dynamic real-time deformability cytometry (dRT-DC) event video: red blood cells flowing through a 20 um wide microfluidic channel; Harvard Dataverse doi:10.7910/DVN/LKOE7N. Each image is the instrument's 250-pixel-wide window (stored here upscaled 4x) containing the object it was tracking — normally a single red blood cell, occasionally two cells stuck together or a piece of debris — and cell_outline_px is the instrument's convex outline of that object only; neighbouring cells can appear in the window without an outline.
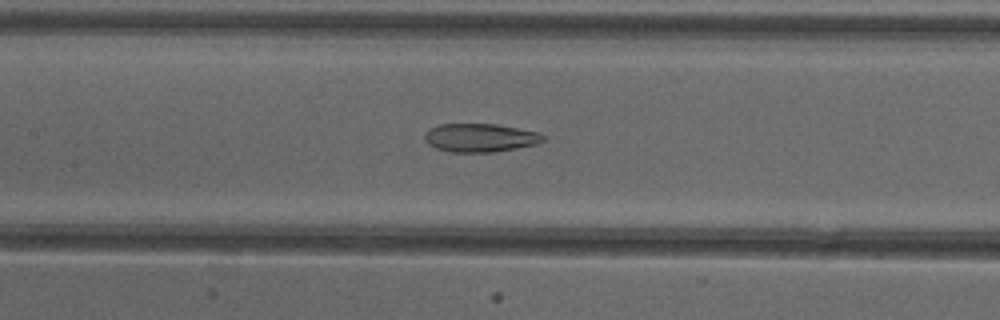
{"species": "common noctule bat (a hibernating species)", "species_latin": "Nyctalus noctula", "temperature_condition": "cold", "stored_images_in_passage": 50, "camera_frame_rate_fps": 3000, "um_per_image_px": 0.085, "animal": {"sex": "female"}, "frame": {"image": 1, "passage_image": 23, "time_ms": 7.333, "image_size_px": [1000, 320], "cell_outline_px": [[548, 140], [536, 144], [516, 148], [492, 152], [452, 152], [436, 148], [428, 144], [424, 140], [424, 132], [428, 128], [440, 124], [496, 124], [540, 132]], "centroid_in_image_um": [40.81, 11.7], "position_along_channel_um": 166.6, "area_um2": 19.83}}
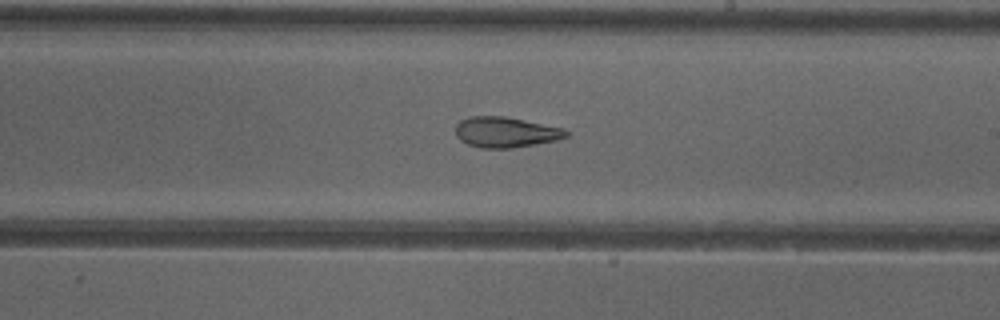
{"frame": {"image": 2, "passage_image": 29, "time_ms": 9.333, "image_size_px": [1000, 320], "cell_outline_px": [[572, 132], [568, 136], [556, 140], [512, 148], [480, 148], [468, 144], [460, 140], [456, 136], [456, 124], [460, 120], [468, 116], [504, 116], [564, 128]], "centroid_in_image_um": [42.98, 11.23], "position_along_channel_um": 246.0, "area_um2": 19.77}}
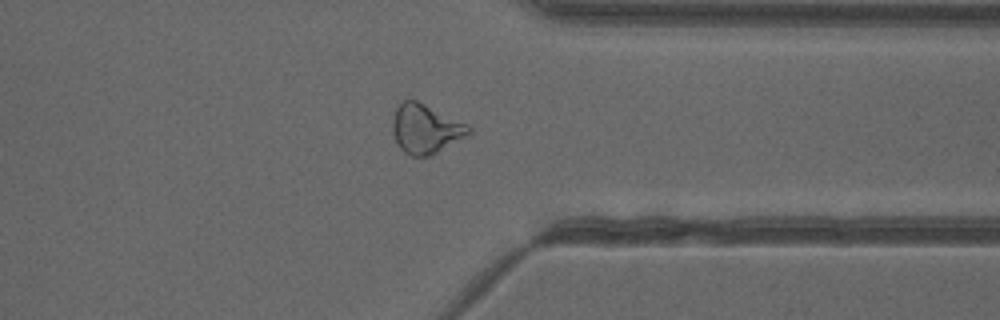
{"frame": {"image": 3, "passage_image": 39, "time_ms": 12.667, "image_size_px": [1000, 320], "cell_outline_px": [[472, 132], [436, 152], [428, 156], [412, 156], [404, 152], [400, 148], [392, 132], [392, 120], [396, 108], [404, 100], [416, 100], [468, 124], [472, 128]], "centroid_in_image_um": [36.15, 10.94], "position_along_channel_um": 375.2, "area_um2": 21.5}, "authors_computed_cell_mechanics": {"area_um2": 23.1489, "velocity_mm_per_s": 3.9887, "shape_relaxation_time_tau1_ms": null, "shape_relaxation_time_tau2_ms": 3.0812, "deformation_change_tau1": null, "deformation_change_tau2": 0.1216}}